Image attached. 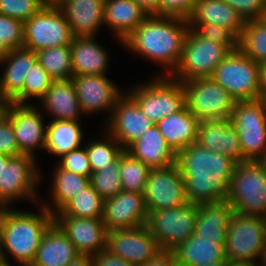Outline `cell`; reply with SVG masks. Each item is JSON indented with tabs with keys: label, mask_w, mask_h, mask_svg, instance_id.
<instances>
[{
	"label": "cell",
	"mask_w": 266,
	"mask_h": 266,
	"mask_svg": "<svg viewBox=\"0 0 266 266\" xmlns=\"http://www.w3.org/2000/svg\"><path fill=\"white\" fill-rule=\"evenodd\" d=\"M184 178L187 201L193 204L225 201L236 162L218 152L191 144L176 155Z\"/></svg>",
	"instance_id": "obj_1"
},
{
	"label": "cell",
	"mask_w": 266,
	"mask_h": 266,
	"mask_svg": "<svg viewBox=\"0 0 266 266\" xmlns=\"http://www.w3.org/2000/svg\"><path fill=\"white\" fill-rule=\"evenodd\" d=\"M188 30L187 19L150 15L122 44L133 53L164 65L170 70L167 71L168 76H171L181 60Z\"/></svg>",
	"instance_id": "obj_2"
},
{
	"label": "cell",
	"mask_w": 266,
	"mask_h": 266,
	"mask_svg": "<svg viewBox=\"0 0 266 266\" xmlns=\"http://www.w3.org/2000/svg\"><path fill=\"white\" fill-rule=\"evenodd\" d=\"M41 208L39 215L1 208V265L11 266L4 251L9 252L20 266L32 264L43 235L54 222V215L43 206Z\"/></svg>",
	"instance_id": "obj_3"
},
{
	"label": "cell",
	"mask_w": 266,
	"mask_h": 266,
	"mask_svg": "<svg viewBox=\"0 0 266 266\" xmlns=\"http://www.w3.org/2000/svg\"><path fill=\"white\" fill-rule=\"evenodd\" d=\"M226 200L236 213L266 217V171L258 161L236 164Z\"/></svg>",
	"instance_id": "obj_4"
},
{
	"label": "cell",
	"mask_w": 266,
	"mask_h": 266,
	"mask_svg": "<svg viewBox=\"0 0 266 266\" xmlns=\"http://www.w3.org/2000/svg\"><path fill=\"white\" fill-rule=\"evenodd\" d=\"M230 53L231 50L227 46L202 37L195 29L189 28L183 44L181 60L174 74L171 75L181 82L211 77L216 67Z\"/></svg>",
	"instance_id": "obj_5"
},
{
	"label": "cell",
	"mask_w": 266,
	"mask_h": 266,
	"mask_svg": "<svg viewBox=\"0 0 266 266\" xmlns=\"http://www.w3.org/2000/svg\"><path fill=\"white\" fill-rule=\"evenodd\" d=\"M265 252L266 218L234 212L226 231V259L257 262L259 257L262 262Z\"/></svg>",
	"instance_id": "obj_6"
},
{
	"label": "cell",
	"mask_w": 266,
	"mask_h": 266,
	"mask_svg": "<svg viewBox=\"0 0 266 266\" xmlns=\"http://www.w3.org/2000/svg\"><path fill=\"white\" fill-rule=\"evenodd\" d=\"M148 83L127 93L153 123L156 124L161 119L179 112L186 105L185 90L181 81L167 76Z\"/></svg>",
	"instance_id": "obj_7"
},
{
	"label": "cell",
	"mask_w": 266,
	"mask_h": 266,
	"mask_svg": "<svg viewBox=\"0 0 266 266\" xmlns=\"http://www.w3.org/2000/svg\"><path fill=\"white\" fill-rule=\"evenodd\" d=\"M185 104L200 121L224 120L231 117L236 100L211 77L182 82Z\"/></svg>",
	"instance_id": "obj_8"
},
{
	"label": "cell",
	"mask_w": 266,
	"mask_h": 266,
	"mask_svg": "<svg viewBox=\"0 0 266 266\" xmlns=\"http://www.w3.org/2000/svg\"><path fill=\"white\" fill-rule=\"evenodd\" d=\"M260 65L239 49L216 67L211 78L228 91L236 102L257 101Z\"/></svg>",
	"instance_id": "obj_9"
},
{
	"label": "cell",
	"mask_w": 266,
	"mask_h": 266,
	"mask_svg": "<svg viewBox=\"0 0 266 266\" xmlns=\"http://www.w3.org/2000/svg\"><path fill=\"white\" fill-rule=\"evenodd\" d=\"M197 214L198 204L190 202L177 208L148 211L146 226L161 251H172L194 234Z\"/></svg>",
	"instance_id": "obj_10"
},
{
	"label": "cell",
	"mask_w": 266,
	"mask_h": 266,
	"mask_svg": "<svg viewBox=\"0 0 266 266\" xmlns=\"http://www.w3.org/2000/svg\"><path fill=\"white\" fill-rule=\"evenodd\" d=\"M73 37L64 13L56 3H47L24 22L23 47L34 52L44 48L70 46Z\"/></svg>",
	"instance_id": "obj_11"
},
{
	"label": "cell",
	"mask_w": 266,
	"mask_h": 266,
	"mask_svg": "<svg viewBox=\"0 0 266 266\" xmlns=\"http://www.w3.org/2000/svg\"><path fill=\"white\" fill-rule=\"evenodd\" d=\"M230 120L241 142L243 162L258 161L266 153V102H236Z\"/></svg>",
	"instance_id": "obj_12"
},
{
	"label": "cell",
	"mask_w": 266,
	"mask_h": 266,
	"mask_svg": "<svg viewBox=\"0 0 266 266\" xmlns=\"http://www.w3.org/2000/svg\"><path fill=\"white\" fill-rule=\"evenodd\" d=\"M143 197L147 211L177 208L188 203L184 178L177 163L164 168H152Z\"/></svg>",
	"instance_id": "obj_13"
},
{
	"label": "cell",
	"mask_w": 266,
	"mask_h": 266,
	"mask_svg": "<svg viewBox=\"0 0 266 266\" xmlns=\"http://www.w3.org/2000/svg\"><path fill=\"white\" fill-rule=\"evenodd\" d=\"M35 157L27 154L11 156L0 174V208H7L14 199H36L39 171L35 166ZM36 186V187H35Z\"/></svg>",
	"instance_id": "obj_14"
},
{
	"label": "cell",
	"mask_w": 266,
	"mask_h": 266,
	"mask_svg": "<svg viewBox=\"0 0 266 266\" xmlns=\"http://www.w3.org/2000/svg\"><path fill=\"white\" fill-rule=\"evenodd\" d=\"M106 249L134 266L146 264L161 252L146 225L107 231Z\"/></svg>",
	"instance_id": "obj_15"
},
{
	"label": "cell",
	"mask_w": 266,
	"mask_h": 266,
	"mask_svg": "<svg viewBox=\"0 0 266 266\" xmlns=\"http://www.w3.org/2000/svg\"><path fill=\"white\" fill-rule=\"evenodd\" d=\"M111 112L109 122L107 121L108 133L124 149L155 125L141 112L137 103L125 93L116 100L115 107Z\"/></svg>",
	"instance_id": "obj_16"
},
{
	"label": "cell",
	"mask_w": 266,
	"mask_h": 266,
	"mask_svg": "<svg viewBox=\"0 0 266 266\" xmlns=\"http://www.w3.org/2000/svg\"><path fill=\"white\" fill-rule=\"evenodd\" d=\"M147 218L148 211L141 193L122 190L104 200L102 221L107 231L144 226Z\"/></svg>",
	"instance_id": "obj_17"
},
{
	"label": "cell",
	"mask_w": 266,
	"mask_h": 266,
	"mask_svg": "<svg viewBox=\"0 0 266 266\" xmlns=\"http://www.w3.org/2000/svg\"><path fill=\"white\" fill-rule=\"evenodd\" d=\"M6 115L10 118L15 138L22 154L34 157L37 148L45 149L46 126L41 113L29 105L10 103Z\"/></svg>",
	"instance_id": "obj_18"
},
{
	"label": "cell",
	"mask_w": 266,
	"mask_h": 266,
	"mask_svg": "<svg viewBox=\"0 0 266 266\" xmlns=\"http://www.w3.org/2000/svg\"><path fill=\"white\" fill-rule=\"evenodd\" d=\"M54 222L65 233L79 254L94 256L106 249L107 229L102 218L54 216Z\"/></svg>",
	"instance_id": "obj_19"
},
{
	"label": "cell",
	"mask_w": 266,
	"mask_h": 266,
	"mask_svg": "<svg viewBox=\"0 0 266 266\" xmlns=\"http://www.w3.org/2000/svg\"><path fill=\"white\" fill-rule=\"evenodd\" d=\"M81 110L93 113L101 110H112L116 100L122 95L105 75H78L72 77Z\"/></svg>",
	"instance_id": "obj_20"
},
{
	"label": "cell",
	"mask_w": 266,
	"mask_h": 266,
	"mask_svg": "<svg viewBox=\"0 0 266 266\" xmlns=\"http://www.w3.org/2000/svg\"><path fill=\"white\" fill-rule=\"evenodd\" d=\"M196 143L206 149L243 163V152L236 128L229 119L200 121Z\"/></svg>",
	"instance_id": "obj_21"
},
{
	"label": "cell",
	"mask_w": 266,
	"mask_h": 266,
	"mask_svg": "<svg viewBox=\"0 0 266 266\" xmlns=\"http://www.w3.org/2000/svg\"><path fill=\"white\" fill-rule=\"evenodd\" d=\"M37 61V54L24 47L11 49L0 64H7L0 79V97L9 103L23 105L24 79Z\"/></svg>",
	"instance_id": "obj_22"
},
{
	"label": "cell",
	"mask_w": 266,
	"mask_h": 266,
	"mask_svg": "<svg viewBox=\"0 0 266 266\" xmlns=\"http://www.w3.org/2000/svg\"><path fill=\"white\" fill-rule=\"evenodd\" d=\"M105 0H58L74 37L93 36L104 24Z\"/></svg>",
	"instance_id": "obj_23"
},
{
	"label": "cell",
	"mask_w": 266,
	"mask_h": 266,
	"mask_svg": "<svg viewBox=\"0 0 266 266\" xmlns=\"http://www.w3.org/2000/svg\"><path fill=\"white\" fill-rule=\"evenodd\" d=\"M172 252L177 266H225L227 261L225 245L195 234L180 243Z\"/></svg>",
	"instance_id": "obj_24"
},
{
	"label": "cell",
	"mask_w": 266,
	"mask_h": 266,
	"mask_svg": "<svg viewBox=\"0 0 266 266\" xmlns=\"http://www.w3.org/2000/svg\"><path fill=\"white\" fill-rule=\"evenodd\" d=\"M187 20L191 29H195L200 23L217 24L231 30L238 38L246 22L224 0H197Z\"/></svg>",
	"instance_id": "obj_25"
},
{
	"label": "cell",
	"mask_w": 266,
	"mask_h": 266,
	"mask_svg": "<svg viewBox=\"0 0 266 266\" xmlns=\"http://www.w3.org/2000/svg\"><path fill=\"white\" fill-rule=\"evenodd\" d=\"M125 150L150 169L164 168L176 163L177 154L166 143L156 124Z\"/></svg>",
	"instance_id": "obj_26"
},
{
	"label": "cell",
	"mask_w": 266,
	"mask_h": 266,
	"mask_svg": "<svg viewBox=\"0 0 266 266\" xmlns=\"http://www.w3.org/2000/svg\"><path fill=\"white\" fill-rule=\"evenodd\" d=\"M78 255L75 246L53 222L43 235L30 266H67Z\"/></svg>",
	"instance_id": "obj_27"
},
{
	"label": "cell",
	"mask_w": 266,
	"mask_h": 266,
	"mask_svg": "<svg viewBox=\"0 0 266 266\" xmlns=\"http://www.w3.org/2000/svg\"><path fill=\"white\" fill-rule=\"evenodd\" d=\"M234 210L227 200L198 204L194 234L212 238L219 245L226 243V231Z\"/></svg>",
	"instance_id": "obj_28"
},
{
	"label": "cell",
	"mask_w": 266,
	"mask_h": 266,
	"mask_svg": "<svg viewBox=\"0 0 266 266\" xmlns=\"http://www.w3.org/2000/svg\"><path fill=\"white\" fill-rule=\"evenodd\" d=\"M197 119L186 107L156 123L166 143L177 154L191 144L196 143L198 125Z\"/></svg>",
	"instance_id": "obj_29"
},
{
	"label": "cell",
	"mask_w": 266,
	"mask_h": 266,
	"mask_svg": "<svg viewBox=\"0 0 266 266\" xmlns=\"http://www.w3.org/2000/svg\"><path fill=\"white\" fill-rule=\"evenodd\" d=\"M93 39L94 36L73 37L70 45L73 76L105 75L109 57Z\"/></svg>",
	"instance_id": "obj_30"
},
{
	"label": "cell",
	"mask_w": 266,
	"mask_h": 266,
	"mask_svg": "<svg viewBox=\"0 0 266 266\" xmlns=\"http://www.w3.org/2000/svg\"><path fill=\"white\" fill-rule=\"evenodd\" d=\"M149 15L133 0H105L104 24L123 42Z\"/></svg>",
	"instance_id": "obj_31"
},
{
	"label": "cell",
	"mask_w": 266,
	"mask_h": 266,
	"mask_svg": "<svg viewBox=\"0 0 266 266\" xmlns=\"http://www.w3.org/2000/svg\"><path fill=\"white\" fill-rule=\"evenodd\" d=\"M53 120L77 121L81 106L72 80L53 81L40 100ZM81 111V112H80Z\"/></svg>",
	"instance_id": "obj_32"
},
{
	"label": "cell",
	"mask_w": 266,
	"mask_h": 266,
	"mask_svg": "<svg viewBox=\"0 0 266 266\" xmlns=\"http://www.w3.org/2000/svg\"><path fill=\"white\" fill-rule=\"evenodd\" d=\"M82 135L78 121L52 120L46 126L45 150L54 156L62 157L80 148Z\"/></svg>",
	"instance_id": "obj_33"
},
{
	"label": "cell",
	"mask_w": 266,
	"mask_h": 266,
	"mask_svg": "<svg viewBox=\"0 0 266 266\" xmlns=\"http://www.w3.org/2000/svg\"><path fill=\"white\" fill-rule=\"evenodd\" d=\"M54 171L51 200L53 201V205H55L53 207L56 210L42 203L43 207L52 214L57 212L67 201L74 196H77L80 191H83L90 185V177L78 175L65 170L59 165L55 167Z\"/></svg>",
	"instance_id": "obj_34"
},
{
	"label": "cell",
	"mask_w": 266,
	"mask_h": 266,
	"mask_svg": "<svg viewBox=\"0 0 266 266\" xmlns=\"http://www.w3.org/2000/svg\"><path fill=\"white\" fill-rule=\"evenodd\" d=\"M238 49L258 65L266 63V18L245 22Z\"/></svg>",
	"instance_id": "obj_35"
},
{
	"label": "cell",
	"mask_w": 266,
	"mask_h": 266,
	"mask_svg": "<svg viewBox=\"0 0 266 266\" xmlns=\"http://www.w3.org/2000/svg\"><path fill=\"white\" fill-rule=\"evenodd\" d=\"M104 199L91 186H87L77 196L67 201L54 216H71L74 218H102Z\"/></svg>",
	"instance_id": "obj_36"
},
{
	"label": "cell",
	"mask_w": 266,
	"mask_h": 266,
	"mask_svg": "<svg viewBox=\"0 0 266 266\" xmlns=\"http://www.w3.org/2000/svg\"><path fill=\"white\" fill-rule=\"evenodd\" d=\"M37 61L54 80H70L73 77L70 46L44 48L36 52Z\"/></svg>",
	"instance_id": "obj_37"
},
{
	"label": "cell",
	"mask_w": 266,
	"mask_h": 266,
	"mask_svg": "<svg viewBox=\"0 0 266 266\" xmlns=\"http://www.w3.org/2000/svg\"><path fill=\"white\" fill-rule=\"evenodd\" d=\"M150 168L133 157L125 149L120 155V179L122 190L143 194Z\"/></svg>",
	"instance_id": "obj_38"
},
{
	"label": "cell",
	"mask_w": 266,
	"mask_h": 266,
	"mask_svg": "<svg viewBox=\"0 0 266 266\" xmlns=\"http://www.w3.org/2000/svg\"><path fill=\"white\" fill-rule=\"evenodd\" d=\"M106 141H90V143L85 146L92 172L102 170L110 165L116 161L124 151L120 143L109 133Z\"/></svg>",
	"instance_id": "obj_39"
},
{
	"label": "cell",
	"mask_w": 266,
	"mask_h": 266,
	"mask_svg": "<svg viewBox=\"0 0 266 266\" xmlns=\"http://www.w3.org/2000/svg\"><path fill=\"white\" fill-rule=\"evenodd\" d=\"M119 171L120 156L110 165L106 166L102 170L92 172L90 175V185L104 200L116 196L122 191Z\"/></svg>",
	"instance_id": "obj_40"
},
{
	"label": "cell",
	"mask_w": 266,
	"mask_h": 266,
	"mask_svg": "<svg viewBox=\"0 0 266 266\" xmlns=\"http://www.w3.org/2000/svg\"><path fill=\"white\" fill-rule=\"evenodd\" d=\"M54 80L47 71L36 61L24 79L23 105H29V97L42 99Z\"/></svg>",
	"instance_id": "obj_41"
},
{
	"label": "cell",
	"mask_w": 266,
	"mask_h": 266,
	"mask_svg": "<svg viewBox=\"0 0 266 266\" xmlns=\"http://www.w3.org/2000/svg\"><path fill=\"white\" fill-rule=\"evenodd\" d=\"M46 4L45 0H0V14L25 22Z\"/></svg>",
	"instance_id": "obj_42"
},
{
	"label": "cell",
	"mask_w": 266,
	"mask_h": 266,
	"mask_svg": "<svg viewBox=\"0 0 266 266\" xmlns=\"http://www.w3.org/2000/svg\"><path fill=\"white\" fill-rule=\"evenodd\" d=\"M0 39L10 50L23 47L24 22L0 14Z\"/></svg>",
	"instance_id": "obj_43"
},
{
	"label": "cell",
	"mask_w": 266,
	"mask_h": 266,
	"mask_svg": "<svg viewBox=\"0 0 266 266\" xmlns=\"http://www.w3.org/2000/svg\"><path fill=\"white\" fill-rule=\"evenodd\" d=\"M195 30L202 36L227 46L231 51L238 50V37L227 28L217 24L200 23Z\"/></svg>",
	"instance_id": "obj_44"
},
{
	"label": "cell",
	"mask_w": 266,
	"mask_h": 266,
	"mask_svg": "<svg viewBox=\"0 0 266 266\" xmlns=\"http://www.w3.org/2000/svg\"><path fill=\"white\" fill-rule=\"evenodd\" d=\"M72 150L68 154L63 155L59 166L65 170L71 171L78 175L90 177L92 169L86 152V147Z\"/></svg>",
	"instance_id": "obj_45"
},
{
	"label": "cell",
	"mask_w": 266,
	"mask_h": 266,
	"mask_svg": "<svg viewBox=\"0 0 266 266\" xmlns=\"http://www.w3.org/2000/svg\"><path fill=\"white\" fill-rule=\"evenodd\" d=\"M245 21L266 18V0H224Z\"/></svg>",
	"instance_id": "obj_46"
},
{
	"label": "cell",
	"mask_w": 266,
	"mask_h": 266,
	"mask_svg": "<svg viewBox=\"0 0 266 266\" xmlns=\"http://www.w3.org/2000/svg\"><path fill=\"white\" fill-rule=\"evenodd\" d=\"M197 0H159V16L188 19Z\"/></svg>",
	"instance_id": "obj_47"
},
{
	"label": "cell",
	"mask_w": 266,
	"mask_h": 266,
	"mask_svg": "<svg viewBox=\"0 0 266 266\" xmlns=\"http://www.w3.org/2000/svg\"><path fill=\"white\" fill-rule=\"evenodd\" d=\"M0 154L8 156L22 154L19 151L11 120L7 115L0 120Z\"/></svg>",
	"instance_id": "obj_48"
},
{
	"label": "cell",
	"mask_w": 266,
	"mask_h": 266,
	"mask_svg": "<svg viewBox=\"0 0 266 266\" xmlns=\"http://www.w3.org/2000/svg\"><path fill=\"white\" fill-rule=\"evenodd\" d=\"M93 266H134L125 259L111 253L108 249L99 251L92 256Z\"/></svg>",
	"instance_id": "obj_49"
},
{
	"label": "cell",
	"mask_w": 266,
	"mask_h": 266,
	"mask_svg": "<svg viewBox=\"0 0 266 266\" xmlns=\"http://www.w3.org/2000/svg\"><path fill=\"white\" fill-rule=\"evenodd\" d=\"M141 266H177L172 251H161L153 259Z\"/></svg>",
	"instance_id": "obj_50"
},
{
	"label": "cell",
	"mask_w": 266,
	"mask_h": 266,
	"mask_svg": "<svg viewBox=\"0 0 266 266\" xmlns=\"http://www.w3.org/2000/svg\"><path fill=\"white\" fill-rule=\"evenodd\" d=\"M138 4L149 16H159V0H133Z\"/></svg>",
	"instance_id": "obj_51"
},
{
	"label": "cell",
	"mask_w": 266,
	"mask_h": 266,
	"mask_svg": "<svg viewBox=\"0 0 266 266\" xmlns=\"http://www.w3.org/2000/svg\"><path fill=\"white\" fill-rule=\"evenodd\" d=\"M258 100L266 102V63L259 69V95Z\"/></svg>",
	"instance_id": "obj_52"
},
{
	"label": "cell",
	"mask_w": 266,
	"mask_h": 266,
	"mask_svg": "<svg viewBox=\"0 0 266 266\" xmlns=\"http://www.w3.org/2000/svg\"><path fill=\"white\" fill-rule=\"evenodd\" d=\"M67 266H93L92 256L78 255Z\"/></svg>",
	"instance_id": "obj_53"
},
{
	"label": "cell",
	"mask_w": 266,
	"mask_h": 266,
	"mask_svg": "<svg viewBox=\"0 0 266 266\" xmlns=\"http://www.w3.org/2000/svg\"><path fill=\"white\" fill-rule=\"evenodd\" d=\"M225 266H257L256 262L252 261H230L227 260Z\"/></svg>",
	"instance_id": "obj_54"
},
{
	"label": "cell",
	"mask_w": 266,
	"mask_h": 266,
	"mask_svg": "<svg viewBox=\"0 0 266 266\" xmlns=\"http://www.w3.org/2000/svg\"><path fill=\"white\" fill-rule=\"evenodd\" d=\"M10 103L0 97V120L6 116L7 108Z\"/></svg>",
	"instance_id": "obj_55"
},
{
	"label": "cell",
	"mask_w": 266,
	"mask_h": 266,
	"mask_svg": "<svg viewBox=\"0 0 266 266\" xmlns=\"http://www.w3.org/2000/svg\"><path fill=\"white\" fill-rule=\"evenodd\" d=\"M9 51H10V49L0 39V62L6 57V55L9 53Z\"/></svg>",
	"instance_id": "obj_56"
},
{
	"label": "cell",
	"mask_w": 266,
	"mask_h": 266,
	"mask_svg": "<svg viewBox=\"0 0 266 266\" xmlns=\"http://www.w3.org/2000/svg\"><path fill=\"white\" fill-rule=\"evenodd\" d=\"M11 156L0 154V174L3 170V165H6L7 161L9 160Z\"/></svg>",
	"instance_id": "obj_57"
},
{
	"label": "cell",
	"mask_w": 266,
	"mask_h": 266,
	"mask_svg": "<svg viewBox=\"0 0 266 266\" xmlns=\"http://www.w3.org/2000/svg\"><path fill=\"white\" fill-rule=\"evenodd\" d=\"M258 162L264 167L266 171V153L258 160Z\"/></svg>",
	"instance_id": "obj_58"
},
{
	"label": "cell",
	"mask_w": 266,
	"mask_h": 266,
	"mask_svg": "<svg viewBox=\"0 0 266 266\" xmlns=\"http://www.w3.org/2000/svg\"><path fill=\"white\" fill-rule=\"evenodd\" d=\"M2 260V249H1V208H0V265Z\"/></svg>",
	"instance_id": "obj_59"
},
{
	"label": "cell",
	"mask_w": 266,
	"mask_h": 266,
	"mask_svg": "<svg viewBox=\"0 0 266 266\" xmlns=\"http://www.w3.org/2000/svg\"><path fill=\"white\" fill-rule=\"evenodd\" d=\"M47 3H56L58 0H45Z\"/></svg>",
	"instance_id": "obj_60"
},
{
	"label": "cell",
	"mask_w": 266,
	"mask_h": 266,
	"mask_svg": "<svg viewBox=\"0 0 266 266\" xmlns=\"http://www.w3.org/2000/svg\"><path fill=\"white\" fill-rule=\"evenodd\" d=\"M257 262V266H266V263H264L263 261L261 263Z\"/></svg>",
	"instance_id": "obj_61"
},
{
	"label": "cell",
	"mask_w": 266,
	"mask_h": 266,
	"mask_svg": "<svg viewBox=\"0 0 266 266\" xmlns=\"http://www.w3.org/2000/svg\"><path fill=\"white\" fill-rule=\"evenodd\" d=\"M263 262L266 263V252H265V255H264Z\"/></svg>",
	"instance_id": "obj_62"
}]
</instances>
